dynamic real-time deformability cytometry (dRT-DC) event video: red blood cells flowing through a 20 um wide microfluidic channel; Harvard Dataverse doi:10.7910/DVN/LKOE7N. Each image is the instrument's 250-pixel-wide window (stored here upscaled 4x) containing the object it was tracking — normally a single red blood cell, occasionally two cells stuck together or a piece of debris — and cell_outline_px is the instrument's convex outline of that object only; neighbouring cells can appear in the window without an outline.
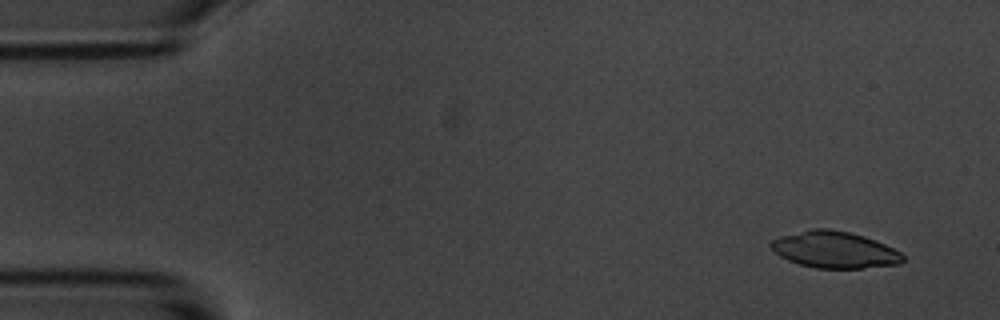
{"species": "common noctule bat (a hibernating species)", "species_latin": "Nyctalus noctula", "temperature_condition": "room temperature", "stored_images_in_passage": 5, "segment_of_instrument_passage": [1, 2], "camera_frame_rate_fps": 3000, "um_per_image_px": 0.085, "animal": {"sex": "male", "body_mass_g": 20.1, "forearm_length_mm": 53.5}, "frame": {"image": 1, "passage_image": 1, "time_ms": 0.0, "image_size_px": [1000, 320], "cell_outline_px": [[904, 260], [900, 264], [864, 268], [816, 268], [800, 264], [788, 260], [780, 256], [768, 244], [772, 240], [780, 236], [812, 228], [828, 228], [848, 232], [864, 236], [884, 244], [900, 252], [904, 256]], "centroid_in_image_um": [70.93, 21.23], "position_along_channel_um": 14.1, "area_um2": 28.03}}